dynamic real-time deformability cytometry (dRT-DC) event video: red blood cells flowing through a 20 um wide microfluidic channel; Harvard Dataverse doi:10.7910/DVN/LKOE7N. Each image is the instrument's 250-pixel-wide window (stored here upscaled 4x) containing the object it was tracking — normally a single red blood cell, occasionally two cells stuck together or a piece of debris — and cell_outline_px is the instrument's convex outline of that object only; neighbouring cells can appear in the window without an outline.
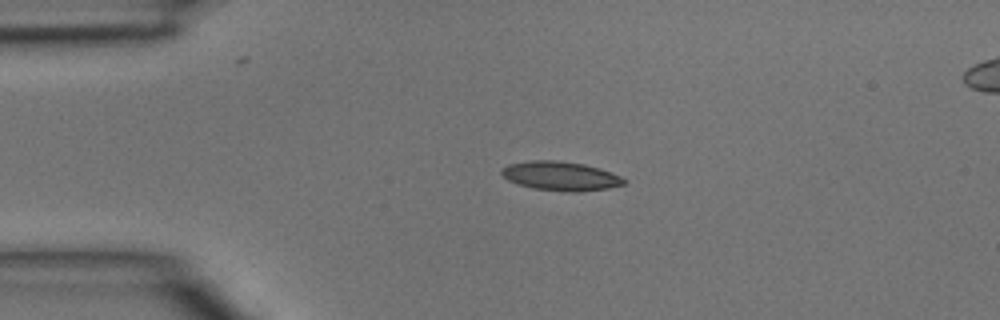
{"species": "common noctule bat (a hibernating species)", "species_latin": "Nyctalus noctula", "temperature_condition": "room temperature", "stored_images_in_passage": 38, "camera_frame_rate_fps": 3000, "um_per_image_px": 0.085, "animal": {"sex": "male", "body_mass_g": 15.6}, "frame": {"image": 1, "passage_image": 1, "time_ms": 0.0, "image_size_px": [1000, 320], "cell_outline_px": [[628, 180], [624, 184], [608, 188], [580, 192], [568, 192], [532, 188], [508, 180], [500, 172], [500, 168], [508, 164], [532, 160], [556, 160], [584, 164], [620, 176]], "centroid_in_image_um": [47.63, 14.96], "position_along_channel_um": 37.4, "area_um2": 20.63}}